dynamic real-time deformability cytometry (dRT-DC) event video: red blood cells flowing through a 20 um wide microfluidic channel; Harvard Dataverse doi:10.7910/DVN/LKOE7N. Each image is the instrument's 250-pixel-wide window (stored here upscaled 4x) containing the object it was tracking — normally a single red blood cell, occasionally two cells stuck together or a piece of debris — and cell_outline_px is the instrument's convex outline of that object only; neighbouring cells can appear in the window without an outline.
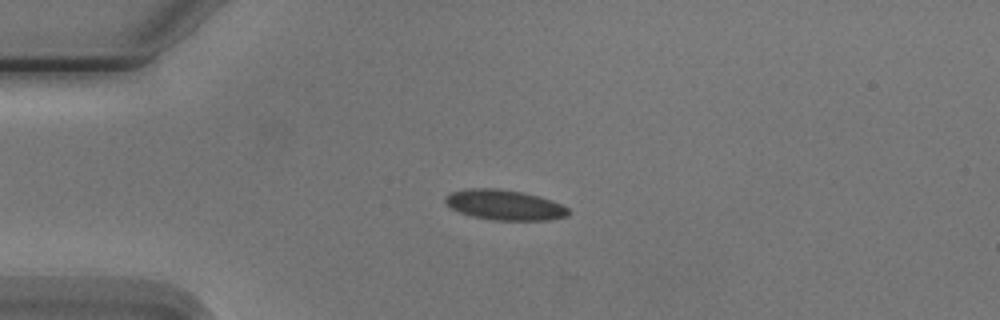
{"species": "Egyptian fruit bat (a non-hibernating species)", "species_latin": "Rousettus aegyptiacus", "temperature_condition": "cold", "stored_images_in_passage": 4, "camera_frame_rate_fps": 3000, "um_per_image_px": 0.085, "animal": {"sex": "male"}, "frame": {"image": 1, "passage_image": 3, "time_ms": 2.333, "image_size_px": [1000, 320], "cell_outline_px": [[568, 216], [548, 220], [492, 220], [472, 216], [460, 212], [444, 204], [444, 196], [452, 192], [468, 188], [496, 188], [520, 192], [552, 200], [568, 208]], "centroid_in_image_um": [42.84, 17.42], "position_along_channel_um": 42.2, "area_um2": 21.56}}